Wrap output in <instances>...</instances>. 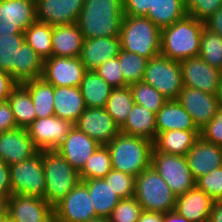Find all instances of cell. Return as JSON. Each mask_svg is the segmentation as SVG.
Wrapping results in <instances>:
<instances>
[{
	"label": "cell",
	"instance_id": "ffe728a7",
	"mask_svg": "<svg viewBox=\"0 0 222 222\" xmlns=\"http://www.w3.org/2000/svg\"><path fill=\"white\" fill-rule=\"evenodd\" d=\"M38 151L25 128L0 133V160L7 165L24 161Z\"/></svg>",
	"mask_w": 222,
	"mask_h": 222
},
{
	"label": "cell",
	"instance_id": "e575fe53",
	"mask_svg": "<svg viewBox=\"0 0 222 222\" xmlns=\"http://www.w3.org/2000/svg\"><path fill=\"white\" fill-rule=\"evenodd\" d=\"M23 33L25 41L43 60L52 56V25L35 21Z\"/></svg>",
	"mask_w": 222,
	"mask_h": 222
},
{
	"label": "cell",
	"instance_id": "7402d4cb",
	"mask_svg": "<svg viewBox=\"0 0 222 222\" xmlns=\"http://www.w3.org/2000/svg\"><path fill=\"white\" fill-rule=\"evenodd\" d=\"M121 50L119 36L84 39L80 59L87 70H94Z\"/></svg>",
	"mask_w": 222,
	"mask_h": 222
},
{
	"label": "cell",
	"instance_id": "d590c367",
	"mask_svg": "<svg viewBox=\"0 0 222 222\" xmlns=\"http://www.w3.org/2000/svg\"><path fill=\"white\" fill-rule=\"evenodd\" d=\"M134 104L133 94L129 86L114 88L107 100L105 109L121 128L128 119Z\"/></svg>",
	"mask_w": 222,
	"mask_h": 222
},
{
	"label": "cell",
	"instance_id": "db71d44e",
	"mask_svg": "<svg viewBox=\"0 0 222 222\" xmlns=\"http://www.w3.org/2000/svg\"><path fill=\"white\" fill-rule=\"evenodd\" d=\"M137 222H163V214L143 210Z\"/></svg>",
	"mask_w": 222,
	"mask_h": 222
},
{
	"label": "cell",
	"instance_id": "9a60e30c",
	"mask_svg": "<svg viewBox=\"0 0 222 222\" xmlns=\"http://www.w3.org/2000/svg\"><path fill=\"white\" fill-rule=\"evenodd\" d=\"M80 131L106 146L120 133V127L104 108H86L74 124Z\"/></svg>",
	"mask_w": 222,
	"mask_h": 222
},
{
	"label": "cell",
	"instance_id": "d4e9b609",
	"mask_svg": "<svg viewBox=\"0 0 222 222\" xmlns=\"http://www.w3.org/2000/svg\"><path fill=\"white\" fill-rule=\"evenodd\" d=\"M51 40L52 56L80 57L84 37L76 23L53 26Z\"/></svg>",
	"mask_w": 222,
	"mask_h": 222
},
{
	"label": "cell",
	"instance_id": "1f68e13d",
	"mask_svg": "<svg viewBox=\"0 0 222 222\" xmlns=\"http://www.w3.org/2000/svg\"><path fill=\"white\" fill-rule=\"evenodd\" d=\"M187 15L185 0H154L145 17L163 29Z\"/></svg>",
	"mask_w": 222,
	"mask_h": 222
},
{
	"label": "cell",
	"instance_id": "f1b7e54d",
	"mask_svg": "<svg viewBox=\"0 0 222 222\" xmlns=\"http://www.w3.org/2000/svg\"><path fill=\"white\" fill-rule=\"evenodd\" d=\"M79 88L86 108H104L114 89L94 70H88L84 74Z\"/></svg>",
	"mask_w": 222,
	"mask_h": 222
},
{
	"label": "cell",
	"instance_id": "52a82bcc",
	"mask_svg": "<svg viewBox=\"0 0 222 222\" xmlns=\"http://www.w3.org/2000/svg\"><path fill=\"white\" fill-rule=\"evenodd\" d=\"M142 82L152 86L168 100H177L183 89L180 63L162 55L148 60Z\"/></svg>",
	"mask_w": 222,
	"mask_h": 222
},
{
	"label": "cell",
	"instance_id": "2e32d148",
	"mask_svg": "<svg viewBox=\"0 0 222 222\" xmlns=\"http://www.w3.org/2000/svg\"><path fill=\"white\" fill-rule=\"evenodd\" d=\"M7 213L13 222H54V208L35 196L12 194Z\"/></svg>",
	"mask_w": 222,
	"mask_h": 222
},
{
	"label": "cell",
	"instance_id": "f6af8a7d",
	"mask_svg": "<svg viewBox=\"0 0 222 222\" xmlns=\"http://www.w3.org/2000/svg\"><path fill=\"white\" fill-rule=\"evenodd\" d=\"M222 7V0H186L187 15L205 22L219 8Z\"/></svg>",
	"mask_w": 222,
	"mask_h": 222
},
{
	"label": "cell",
	"instance_id": "cb8c5ba5",
	"mask_svg": "<svg viewBox=\"0 0 222 222\" xmlns=\"http://www.w3.org/2000/svg\"><path fill=\"white\" fill-rule=\"evenodd\" d=\"M199 138L200 130L177 129L158 133L152 152L186 156Z\"/></svg>",
	"mask_w": 222,
	"mask_h": 222
},
{
	"label": "cell",
	"instance_id": "f907efd6",
	"mask_svg": "<svg viewBox=\"0 0 222 222\" xmlns=\"http://www.w3.org/2000/svg\"><path fill=\"white\" fill-rule=\"evenodd\" d=\"M17 85L11 74L0 70V102L7 101Z\"/></svg>",
	"mask_w": 222,
	"mask_h": 222
},
{
	"label": "cell",
	"instance_id": "b9f144b4",
	"mask_svg": "<svg viewBox=\"0 0 222 222\" xmlns=\"http://www.w3.org/2000/svg\"><path fill=\"white\" fill-rule=\"evenodd\" d=\"M143 208L135 197L121 199L108 217L110 222H137Z\"/></svg>",
	"mask_w": 222,
	"mask_h": 222
},
{
	"label": "cell",
	"instance_id": "816d5d0a",
	"mask_svg": "<svg viewBox=\"0 0 222 222\" xmlns=\"http://www.w3.org/2000/svg\"><path fill=\"white\" fill-rule=\"evenodd\" d=\"M0 194L12 195L9 165L0 160Z\"/></svg>",
	"mask_w": 222,
	"mask_h": 222
},
{
	"label": "cell",
	"instance_id": "3957f363",
	"mask_svg": "<svg viewBox=\"0 0 222 222\" xmlns=\"http://www.w3.org/2000/svg\"><path fill=\"white\" fill-rule=\"evenodd\" d=\"M112 169L138 176L151 166L153 142L120 132L107 145Z\"/></svg>",
	"mask_w": 222,
	"mask_h": 222
},
{
	"label": "cell",
	"instance_id": "484cf974",
	"mask_svg": "<svg viewBox=\"0 0 222 222\" xmlns=\"http://www.w3.org/2000/svg\"><path fill=\"white\" fill-rule=\"evenodd\" d=\"M54 113L75 124L86 106L79 87H54Z\"/></svg>",
	"mask_w": 222,
	"mask_h": 222
},
{
	"label": "cell",
	"instance_id": "6da1fadb",
	"mask_svg": "<svg viewBox=\"0 0 222 222\" xmlns=\"http://www.w3.org/2000/svg\"><path fill=\"white\" fill-rule=\"evenodd\" d=\"M122 0H85L76 24L84 39L119 36Z\"/></svg>",
	"mask_w": 222,
	"mask_h": 222
},
{
	"label": "cell",
	"instance_id": "ba28073f",
	"mask_svg": "<svg viewBox=\"0 0 222 222\" xmlns=\"http://www.w3.org/2000/svg\"><path fill=\"white\" fill-rule=\"evenodd\" d=\"M12 194L44 199L46 193L42 151L30 158L9 165Z\"/></svg>",
	"mask_w": 222,
	"mask_h": 222
},
{
	"label": "cell",
	"instance_id": "ee69618b",
	"mask_svg": "<svg viewBox=\"0 0 222 222\" xmlns=\"http://www.w3.org/2000/svg\"><path fill=\"white\" fill-rule=\"evenodd\" d=\"M195 186L214 201H222V166L196 179Z\"/></svg>",
	"mask_w": 222,
	"mask_h": 222
},
{
	"label": "cell",
	"instance_id": "8fae6325",
	"mask_svg": "<svg viewBox=\"0 0 222 222\" xmlns=\"http://www.w3.org/2000/svg\"><path fill=\"white\" fill-rule=\"evenodd\" d=\"M87 71L80 57L51 56L43 61L41 77L54 87H79Z\"/></svg>",
	"mask_w": 222,
	"mask_h": 222
},
{
	"label": "cell",
	"instance_id": "e0dca14e",
	"mask_svg": "<svg viewBox=\"0 0 222 222\" xmlns=\"http://www.w3.org/2000/svg\"><path fill=\"white\" fill-rule=\"evenodd\" d=\"M177 101L189 113L199 130L214 118L219 108L217 95L185 86L179 93Z\"/></svg>",
	"mask_w": 222,
	"mask_h": 222
},
{
	"label": "cell",
	"instance_id": "836d02e7",
	"mask_svg": "<svg viewBox=\"0 0 222 222\" xmlns=\"http://www.w3.org/2000/svg\"><path fill=\"white\" fill-rule=\"evenodd\" d=\"M43 59L24 41L19 49L18 65H15V81L18 84L40 78L43 72Z\"/></svg>",
	"mask_w": 222,
	"mask_h": 222
},
{
	"label": "cell",
	"instance_id": "11a10c76",
	"mask_svg": "<svg viewBox=\"0 0 222 222\" xmlns=\"http://www.w3.org/2000/svg\"><path fill=\"white\" fill-rule=\"evenodd\" d=\"M208 222H222V201H214Z\"/></svg>",
	"mask_w": 222,
	"mask_h": 222
},
{
	"label": "cell",
	"instance_id": "5bb4252c",
	"mask_svg": "<svg viewBox=\"0 0 222 222\" xmlns=\"http://www.w3.org/2000/svg\"><path fill=\"white\" fill-rule=\"evenodd\" d=\"M35 21V0H0V35L23 33Z\"/></svg>",
	"mask_w": 222,
	"mask_h": 222
},
{
	"label": "cell",
	"instance_id": "94428289",
	"mask_svg": "<svg viewBox=\"0 0 222 222\" xmlns=\"http://www.w3.org/2000/svg\"><path fill=\"white\" fill-rule=\"evenodd\" d=\"M8 219H9V217H8V213H7L5 216L0 217V222H7Z\"/></svg>",
	"mask_w": 222,
	"mask_h": 222
},
{
	"label": "cell",
	"instance_id": "c3c4849f",
	"mask_svg": "<svg viewBox=\"0 0 222 222\" xmlns=\"http://www.w3.org/2000/svg\"><path fill=\"white\" fill-rule=\"evenodd\" d=\"M154 0H122L124 15L146 16Z\"/></svg>",
	"mask_w": 222,
	"mask_h": 222
},
{
	"label": "cell",
	"instance_id": "7a4b0ae2",
	"mask_svg": "<svg viewBox=\"0 0 222 222\" xmlns=\"http://www.w3.org/2000/svg\"><path fill=\"white\" fill-rule=\"evenodd\" d=\"M205 23L186 15L161 29L160 55L174 61L199 56L200 38Z\"/></svg>",
	"mask_w": 222,
	"mask_h": 222
},
{
	"label": "cell",
	"instance_id": "f546056e",
	"mask_svg": "<svg viewBox=\"0 0 222 222\" xmlns=\"http://www.w3.org/2000/svg\"><path fill=\"white\" fill-rule=\"evenodd\" d=\"M82 182L87 186L92 205L97 216L109 217L112 210L121 200L104 178L86 179Z\"/></svg>",
	"mask_w": 222,
	"mask_h": 222
},
{
	"label": "cell",
	"instance_id": "9f6ffc18",
	"mask_svg": "<svg viewBox=\"0 0 222 222\" xmlns=\"http://www.w3.org/2000/svg\"><path fill=\"white\" fill-rule=\"evenodd\" d=\"M163 222H190L175 210L163 214Z\"/></svg>",
	"mask_w": 222,
	"mask_h": 222
},
{
	"label": "cell",
	"instance_id": "4fadbf2b",
	"mask_svg": "<svg viewBox=\"0 0 222 222\" xmlns=\"http://www.w3.org/2000/svg\"><path fill=\"white\" fill-rule=\"evenodd\" d=\"M74 124L57 116L35 119L27 128L30 138L39 151L56 150Z\"/></svg>",
	"mask_w": 222,
	"mask_h": 222
},
{
	"label": "cell",
	"instance_id": "60d3db41",
	"mask_svg": "<svg viewBox=\"0 0 222 222\" xmlns=\"http://www.w3.org/2000/svg\"><path fill=\"white\" fill-rule=\"evenodd\" d=\"M129 87L132 91L134 102L155 114L168 101L155 88L142 81L134 83Z\"/></svg>",
	"mask_w": 222,
	"mask_h": 222
},
{
	"label": "cell",
	"instance_id": "4dcf8cb0",
	"mask_svg": "<svg viewBox=\"0 0 222 222\" xmlns=\"http://www.w3.org/2000/svg\"><path fill=\"white\" fill-rule=\"evenodd\" d=\"M30 94L36 119L54 116V86L42 77L21 84Z\"/></svg>",
	"mask_w": 222,
	"mask_h": 222
},
{
	"label": "cell",
	"instance_id": "83f0119b",
	"mask_svg": "<svg viewBox=\"0 0 222 222\" xmlns=\"http://www.w3.org/2000/svg\"><path fill=\"white\" fill-rule=\"evenodd\" d=\"M120 132L153 142L157 136L156 114L135 103Z\"/></svg>",
	"mask_w": 222,
	"mask_h": 222
},
{
	"label": "cell",
	"instance_id": "7dc6e473",
	"mask_svg": "<svg viewBox=\"0 0 222 222\" xmlns=\"http://www.w3.org/2000/svg\"><path fill=\"white\" fill-rule=\"evenodd\" d=\"M200 137L222 147V108H218L214 118L200 129Z\"/></svg>",
	"mask_w": 222,
	"mask_h": 222
},
{
	"label": "cell",
	"instance_id": "7c38bea8",
	"mask_svg": "<svg viewBox=\"0 0 222 222\" xmlns=\"http://www.w3.org/2000/svg\"><path fill=\"white\" fill-rule=\"evenodd\" d=\"M182 70L183 86L217 95L222 71L210 66L200 56L179 62Z\"/></svg>",
	"mask_w": 222,
	"mask_h": 222
},
{
	"label": "cell",
	"instance_id": "680465c9",
	"mask_svg": "<svg viewBox=\"0 0 222 222\" xmlns=\"http://www.w3.org/2000/svg\"><path fill=\"white\" fill-rule=\"evenodd\" d=\"M87 222H110L108 217L96 216Z\"/></svg>",
	"mask_w": 222,
	"mask_h": 222
},
{
	"label": "cell",
	"instance_id": "681fc988",
	"mask_svg": "<svg viewBox=\"0 0 222 222\" xmlns=\"http://www.w3.org/2000/svg\"><path fill=\"white\" fill-rule=\"evenodd\" d=\"M17 128L8 100L0 102V133Z\"/></svg>",
	"mask_w": 222,
	"mask_h": 222
},
{
	"label": "cell",
	"instance_id": "d6986e66",
	"mask_svg": "<svg viewBox=\"0 0 222 222\" xmlns=\"http://www.w3.org/2000/svg\"><path fill=\"white\" fill-rule=\"evenodd\" d=\"M99 146V143L74 126L55 151L80 172Z\"/></svg>",
	"mask_w": 222,
	"mask_h": 222
},
{
	"label": "cell",
	"instance_id": "30bf717a",
	"mask_svg": "<svg viewBox=\"0 0 222 222\" xmlns=\"http://www.w3.org/2000/svg\"><path fill=\"white\" fill-rule=\"evenodd\" d=\"M96 216L89 190L82 181L54 207V222H87Z\"/></svg>",
	"mask_w": 222,
	"mask_h": 222
},
{
	"label": "cell",
	"instance_id": "277c9868",
	"mask_svg": "<svg viewBox=\"0 0 222 222\" xmlns=\"http://www.w3.org/2000/svg\"><path fill=\"white\" fill-rule=\"evenodd\" d=\"M121 50L148 60L160 55L161 29L145 16H123L119 32Z\"/></svg>",
	"mask_w": 222,
	"mask_h": 222
},
{
	"label": "cell",
	"instance_id": "6f0895ef",
	"mask_svg": "<svg viewBox=\"0 0 222 222\" xmlns=\"http://www.w3.org/2000/svg\"><path fill=\"white\" fill-rule=\"evenodd\" d=\"M9 197L8 195L0 194V217L7 214Z\"/></svg>",
	"mask_w": 222,
	"mask_h": 222
},
{
	"label": "cell",
	"instance_id": "ab89813d",
	"mask_svg": "<svg viewBox=\"0 0 222 222\" xmlns=\"http://www.w3.org/2000/svg\"><path fill=\"white\" fill-rule=\"evenodd\" d=\"M112 170L110 152L107 146H99L79 172L81 181L104 178Z\"/></svg>",
	"mask_w": 222,
	"mask_h": 222
},
{
	"label": "cell",
	"instance_id": "8992f818",
	"mask_svg": "<svg viewBox=\"0 0 222 222\" xmlns=\"http://www.w3.org/2000/svg\"><path fill=\"white\" fill-rule=\"evenodd\" d=\"M134 197L143 210L162 214L175 209L177 198L152 166L135 177Z\"/></svg>",
	"mask_w": 222,
	"mask_h": 222
},
{
	"label": "cell",
	"instance_id": "603a6c76",
	"mask_svg": "<svg viewBox=\"0 0 222 222\" xmlns=\"http://www.w3.org/2000/svg\"><path fill=\"white\" fill-rule=\"evenodd\" d=\"M214 200L196 186L176 198L175 211L190 222H208Z\"/></svg>",
	"mask_w": 222,
	"mask_h": 222
},
{
	"label": "cell",
	"instance_id": "8d00e7d4",
	"mask_svg": "<svg viewBox=\"0 0 222 222\" xmlns=\"http://www.w3.org/2000/svg\"><path fill=\"white\" fill-rule=\"evenodd\" d=\"M24 41V33L0 35V70L11 74L14 80L19 49Z\"/></svg>",
	"mask_w": 222,
	"mask_h": 222
},
{
	"label": "cell",
	"instance_id": "5b68a950",
	"mask_svg": "<svg viewBox=\"0 0 222 222\" xmlns=\"http://www.w3.org/2000/svg\"><path fill=\"white\" fill-rule=\"evenodd\" d=\"M46 193L44 200L53 208L81 181L75 170L55 150L42 151Z\"/></svg>",
	"mask_w": 222,
	"mask_h": 222
},
{
	"label": "cell",
	"instance_id": "f5cc1de1",
	"mask_svg": "<svg viewBox=\"0 0 222 222\" xmlns=\"http://www.w3.org/2000/svg\"><path fill=\"white\" fill-rule=\"evenodd\" d=\"M205 27L222 37V7L205 22Z\"/></svg>",
	"mask_w": 222,
	"mask_h": 222
},
{
	"label": "cell",
	"instance_id": "ac0fdd59",
	"mask_svg": "<svg viewBox=\"0 0 222 222\" xmlns=\"http://www.w3.org/2000/svg\"><path fill=\"white\" fill-rule=\"evenodd\" d=\"M85 0H35L36 21L52 26L75 24Z\"/></svg>",
	"mask_w": 222,
	"mask_h": 222
},
{
	"label": "cell",
	"instance_id": "4316f807",
	"mask_svg": "<svg viewBox=\"0 0 222 222\" xmlns=\"http://www.w3.org/2000/svg\"><path fill=\"white\" fill-rule=\"evenodd\" d=\"M157 134L170 130H199L177 100H168L156 113Z\"/></svg>",
	"mask_w": 222,
	"mask_h": 222
},
{
	"label": "cell",
	"instance_id": "74e56055",
	"mask_svg": "<svg viewBox=\"0 0 222 222\" xmlns=\"http://www.w3.org/2000/svg\"><path fill=\"white\" fill-rule=\"evenodd\" d=\"M199 56L210 66L222 71V37L205 26L201 33Z\"/></svg>",
	"mask_w": 222,
	"mask_h": 222
},
{
	"label": "cell",
	"instance_id": "7bdbcfd3",
	"mask_svg": "<svg viewBox=\"0 0 222 222\" xmlns=\"http://www.w3.org/2000/svg\"><path fill=\"white\" fill-rule=\"evenodd\" d=\"M111 188L116 192L120 199L134 197L135 177L121 171L112 169L105 177Z\"/></svg>",
	"mask_w": 222,
	"mask_h": 222
},
{
	"label": "cell",
	"instance_id": "91938a15",
	"mask_svg": "<svg viewBox=\"0 0 222 222\" xmlns=\"http://www.w3.org/2000/svg\"><path fill=\"white\" fill-rule=\"evenodd\" d=\"M218 105L220 108H222V78H221V82H220V86H219V91H218Z\"/></svg>",
	"mask_w": 222,
	"mask_h": 222
},
{
	"label": "cell",
	"instance_id": "9c48e42d",
	"mask_svg": "<svg viewBox=\"0 0 222 222\" xmlns=\"http://www.w3.org/2000/svg\"><path fill=\"white\" fill-rule=\"evenodd\" d=\"M151 166L168 184L176 197L195 187V179L184 155L151 153Z\"/></svg>",
	"mask_w": 222,
	"mask_h": 222
},
{
	"label": "cell",
	"instance_id": "bcb514c9",
	"mask_svg": "<svg viewBox=\"0 0 222 222\" xmlns=\"http://www.w3.org/2000/svg\"><path fill=\"white\" fill-rule=\"evenodd\" d=\"M94 71L114 88L125 87V81L121 71L118 56L110 58L99 65Z\"/></svg>",
	"mask_w": 222,
	"mask_h": 222
},
{
	"label": "cell",
	"instance_id": "f35d334b",
	"mask_svg": "<svg viewBox=\"0 0 222 222\" xmlns=\"http://www.w3.org/2000/svg\"><path fill=\"white\" fill-rule=\"evenodd\" d=\"M118 60L125 81V87L142 81L148 62L147 58L136 53L120 50Z\"/></svg>",
	"mask_w": 222,
	"mask_h": 222
},
{
	"label": "cell",
	"instance_id": "d6a6232c",
	"mask_svg": "<svg viewBox=\"0 0 222 222\" xmlns=\"http://www.w3.org/2000/svg\"><path fill=\"white\" fill-rule=\"evenodd\" d=\"M8 102L18 128L27 129L36 119V112L29 92L18 84L11 92Z\"/></svg>",
	"mask_w": 222,
	"mask_h": 222
},
{
	"label": "cell",
	"instance_id": "44dd1931",
	"mask_svg": "<svg viewBox=\"0 0 222 222\" xmlns=\"http://www.w3.org/2000/svg\"><path fill=\"white\" fill-rule=\"evenodd\" d=\"M185 157L192 176L196 180L222 166V147L200 137Z\"/></svg>",
	"mask_w": 222,
	"mask_h": 222
}]
</instances>
